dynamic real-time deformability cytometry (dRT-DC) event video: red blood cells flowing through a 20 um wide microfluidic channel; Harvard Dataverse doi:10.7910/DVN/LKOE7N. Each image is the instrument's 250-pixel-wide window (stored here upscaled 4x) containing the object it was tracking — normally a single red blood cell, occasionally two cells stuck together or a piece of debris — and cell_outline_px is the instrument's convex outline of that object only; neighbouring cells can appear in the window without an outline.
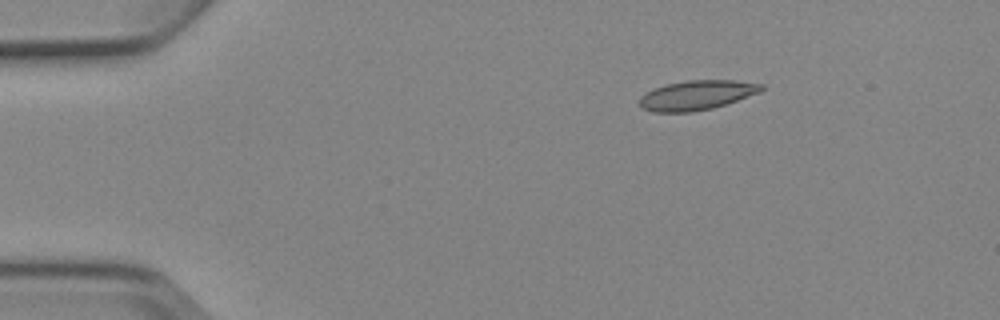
{"species": "Egyptian fruit bat (a non-hibernating species)", "species_latin": "Rousettus aegyptiacus", "temperature_condition": "cold", "stored_images_in_passage": 5, "camera_frame_rate_fps": 3000, "um_per_image_px": 0.085, "animal": {"sex": "female"}, "frame": {"image": 1, "passage_image": 3, "time_ms": 2.333, "image_size_px": [1000, 320], "cell_outline_px": [[764, 88], [760, 92], [712, 108], [692, 112], [652, 112], [644, 108], [640, 104], [640, 96], [664, 84], [688, 80], [736, 80], [764, 84]], "centroid_in_image_um": [59.24, 8.08], "position_along_channel_um": 25.8, "area_um2": 20.81}}